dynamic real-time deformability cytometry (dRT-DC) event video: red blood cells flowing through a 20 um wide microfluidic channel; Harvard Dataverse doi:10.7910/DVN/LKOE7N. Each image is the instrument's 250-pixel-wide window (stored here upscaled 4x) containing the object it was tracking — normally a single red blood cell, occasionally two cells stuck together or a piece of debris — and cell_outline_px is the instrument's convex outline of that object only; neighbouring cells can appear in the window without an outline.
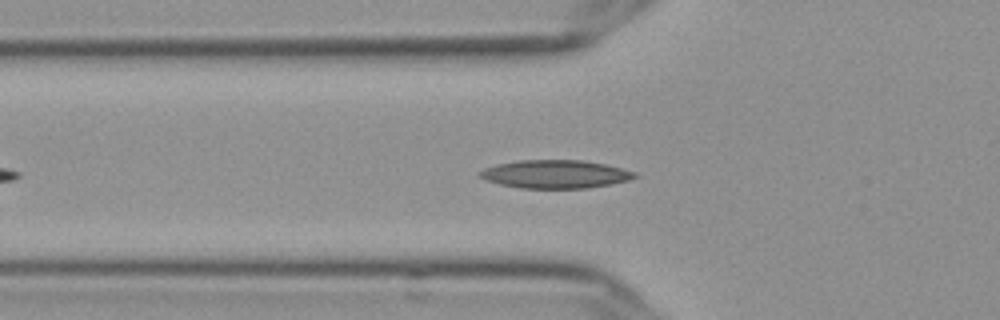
{"species": "Egyptian fruit bat (a non-hibernating species)", "species_latin": "Rousettus aegyptiacus", "temperature_condition": "cold", "stored_images_in_passage": 42, "camera_frame_rate_fps": 3000, "um_per_image_px": 0.085, "frame": {"image": 1, "passage_image": 9, "time_ms": 2.667, "image_size_px": [1000, 320], "cell_outline_px": [[640, 176], [628, 180], [612, 184], [588, 188], [520, 188], [500, 184], [484, 180], [476, 176], [476, 172], [484, 168], [496, 164], [520, 160], [584, 160], [604, 164], [636, 172]], "centroid_in_image_um": [47.16, 14.8], "position_along_channel_um": 78.6, "area_um2": 25.72}}
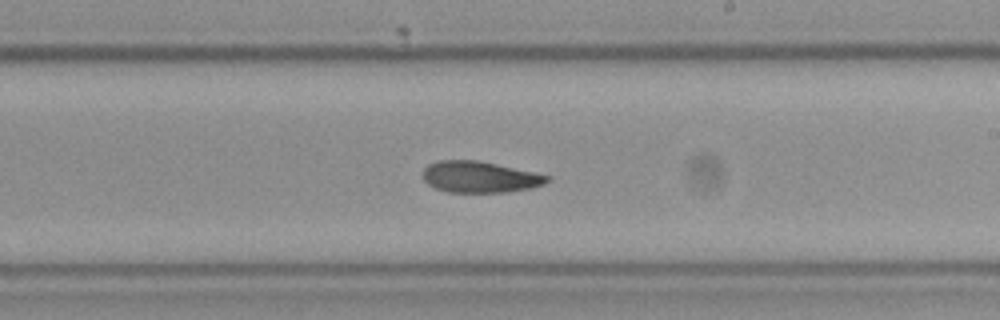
{"frame": {"image": 2, "passage_image": 23, "time_ms": 7.333, "image_size_px": [1000, 320], "cell_outline_px": [[552, 180], [544, 184], [532, 188], [504, 192], [448, 192], [436, 188], [428, 184], [424, 180], [424, 168], [428, 164], [436, 160], [476, 160], [496, 164], [532, 172], [548, 176]], "centroid_in_image_um": [40.76, 15.04], "position_along_channel_um": 248.2, "area_um2": 22.48}}
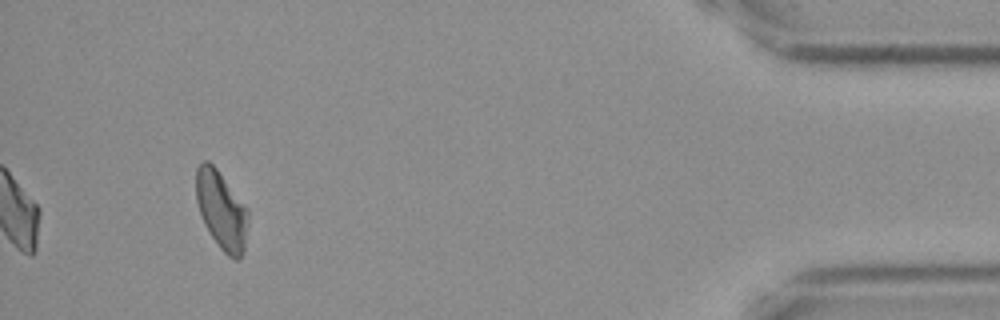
{"frame": {"image": 3, "passage_image": 42, "time_ms": 13.667, "image_size_px": [1000, 320], "cell_outline_px": [[248, 220], [244, 252], [240, 260], [236, 260], [228, 256], [220, 248], [204, 224], [196, 200], [196, 168], [204, 160], [208, 160], [216, 168], [248, 208]], "centroid_in_image_um": [18.84, 17.88], "position_along_channel_um": 416.4, "area_um2": 23.7}, "authors_computed_cell_mechanics": {"area_um2": 23.5246, "velocity_mm_per_s": 3.615, "shape_relaxation_time_tau1_ms": 7.7935, "shape_relaxation_time_tau2_ms": 4.9903, "deformation_change_tau1": 0.1764, "deformation_change_tau2": 0.1141}}